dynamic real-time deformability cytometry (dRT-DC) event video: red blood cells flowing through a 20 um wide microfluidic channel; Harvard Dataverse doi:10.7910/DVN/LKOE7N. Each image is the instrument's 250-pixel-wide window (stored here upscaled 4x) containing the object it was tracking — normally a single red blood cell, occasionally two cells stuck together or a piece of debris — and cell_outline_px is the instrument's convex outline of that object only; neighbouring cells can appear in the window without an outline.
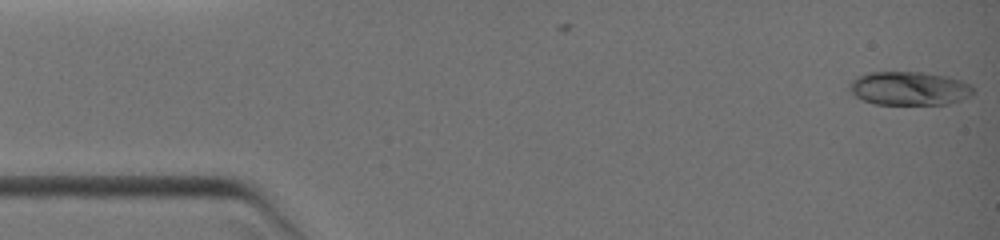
{"species": "common noctule bat (a hibernating species)", "species_latin": "Nyctalus noctula", "temperature_condition": "warm", "stored_images_in_passage": 27, "camera_frame_rate_fps": 3000, "um_per_image_px": 0.085, "animal": {"sex": "female", "body_mass_g": 19.0, "forearm_length_mm": 51.5}, "frame": {"image": 1, "passage_image": 1, "time_ms": 0.0, "image_size_px": [1000, 240], "cell_outline_px": [[972, 92], [968, 96], [948, 104], [876, 104], [864, 100], [856, 96], [848, 88], [852, 80], [856, 76], [868, 72], [920, 72], [948, 76], [972, 84]], "centroid_in_image_um": [77.26, 7.5], "position_along_channel_um": 7.7, "area_um2": 24.1}}
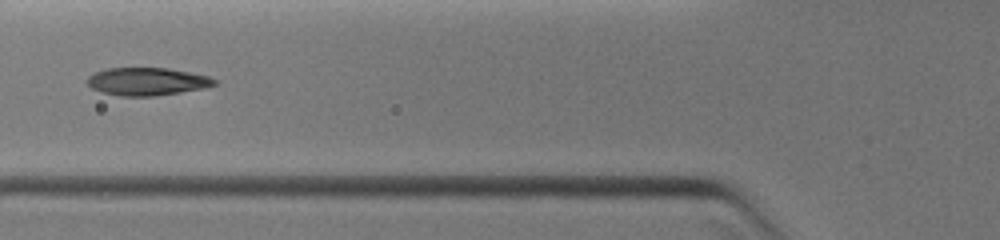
{"frame": {"image": 2, "passage_image": 19, "time_ms": 4.667, "image_size_px": [1000, 240], "cell_outline_px": [[216, 84], [204, 88], [180, 92], [152, 96], [120, 96], [104, 92], [92, 88], [88, 84], [88, 76], [96, 72], [108, 68], [168, 68], [208, 76], [216, 80]], "centroid_in_image_um": [12.5, 6.92], "position_along_channel_um": 113.3, "area_um2": 20.29}}
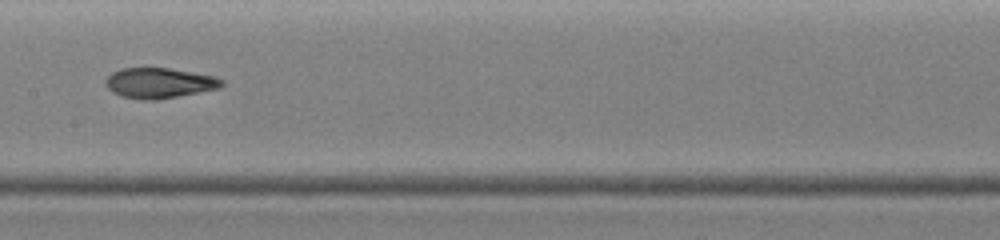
{"frame": {"image": 3, "passage_image": 26, "time_ms": 6.333, "image_size_px": [1000, 240], "cell_outline_px": [[224, 84], [220, 88], [156, 100], [144, 100], [124, 96], [112, 92], [104, 84], [104, 80], [112, 72], [120, 68], [168, 68], [216, 76], [224, 80]], "centroid_in_image_um": [13.54, 7.05], "position_along_channel_um": 193.9, "area_um2": 20.52}}